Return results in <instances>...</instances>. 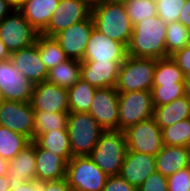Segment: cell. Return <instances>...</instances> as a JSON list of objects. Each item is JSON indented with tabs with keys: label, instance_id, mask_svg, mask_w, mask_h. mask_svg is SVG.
Segmentation results:
<instances>
[{
	"label": "cell",
	"instance_id": "obj_1",
	"mask_svg": "<svg viewBox=\"0 0 190 191\" xmlns=\"http://www.w3.org/2000/svg\"><path fill=\"white\" fill-rule=\"evenodd\" d=\"M166 26L167 24L157 15L135 24L127 55L154 59L167 57Z\"/></svg>",
	"mask_w": 190,
	"mask_h": 191
},
{
	"label": "cell",
	"instance_id": "obj_2",
	"mask_svg": "<svg viewBox=\"0 0 190 191\" xmlns=\"http://www.w3.org/2000/svg\"><path fill=\"white\" fill-rule=\"evenodd\" d=\"M91 16L98 31L128 47L133 25L124 3L92 5Z\"/></svg>",
	"mask_w": 190,
	"mask_h": 191
},
{
	"label": "cell",
	"instance_id": "obj_3",
	"mask_svg": "<svg viewBox=\"0 0 190 191\" xmlns=\"http://www.w3.org/2000/svg\"><path fill=\"white\" fill-rule=\"evenodd\" d=\"M127 150L124 131H104L89 157L107 176L119 175Z\"/></svg>",
	"mask_w": 190,
	"mask_h": 191
},
{
	"label": "cell",
	"instance_id": "obj_4",
	"mask_svg": "<svg viewBox=\"0 0 190 191\" xmlns=\"http://www.w3.org/2000/svg\"><path fill=\"white\" fill-rule=\"evenodd\" d=\"M67 130L72 157L89 156L104 130L89 113L69 112Z\"/></svg>",
	"mask_w": 190,
	"mask_h": 191
},
{
	"label": "cell",
	"instance_id": "obj_5",
	"mask_svg": "<svg viewBox=\"0 0 190 191\" xmlns=\"http://www.w3.org/2000/svg\"><path fill=\"white\" fill-rule=\"evenodd\" d=\"M157 59L127 55L121 63L115 88L118 93L151 91Z\"/></svg>",
	"mask_w": 190,
	"mask_h": 191
},
{
	"label": "cell",
	"instance_id": "obj_6",
	"mask_svg": "<svg viewBox=\"0 0 190 191\" xmlns=\"http://www.w3.org/2000/svg\"><path fill=\"white\" fill-rule=\"evenodd\" d=\"M107 177L89 156L72 157L67 163L65 178L71 188L102 191Z\"/></svg>",
	"mask_w": 190,
	"mask_h": 191
},
{
	"label": "cell",
	"instance_id": "obj_7",
	"mask_svg": "<svg viewBox=\"0 0 190 191\" xmlns=\"http://www.w3.org/2000/svg\"><path fill=\"white\" fill-rule=\"evenodd\" d=\"M118 130L153 117L154 105L151 91H131L119 93Z\"/></svg>",
	"mask_w": 190,
	"mask_h": 191
},
{
	"label": "cell",
	"instance_id": "obj_8",
	"mask_svg": "<svg viewBox=\"0 0 190 191\" xmlns=\"http://www.w3.org/2000/svg\"><path fill=\"white\" fill-rule=\"evenodd\" d=\"M38 34L17 9L0 23V40L9 53L31 46Z\"/></svg>",
	"mask_w": 190,
	"mask_h": 191
},
{
	"label": "cell",
	"instance_id": "obj_9",
	"mask_svg": "<svg viewBox=\"0 0 190 191\" xmlns=\"http://www.w3.org/2000/svg\"><path fill=\"white\" fill-rule=\"evenodd\" d=\"M124 132L127 149L131 151L156 156L164 145L162 129L153 117L129 126Z\"/></svg>",
	"mask_w": 190,
	"mask_h": 191
},
{
	"label": "cell",
	"instance_id": "obj_10",
	"mask_svg": "<svg viewBox=\"0 0 190 191\" xmlns=\"http://www.w3.org/2000/svg\"><path fill=\"white\" fill-rule=\"evenodd\" d=\"M91 9L90 0H60L48 26L41 33L54 37L71 25L88 19Z\"/></svg>",
	"mask_w": 190,
	"mask_h": 191
},
{
	"label": "cell",
	"instance_id": "obj_11",
	"mask_svg": "<svg viewBox=\"0 0 190 191\" xmlns=\"http://www.w3.org/2000/svg\"><path fill=\"white\" fill-rule=\"evenodd\" d=\"M0 125L34 140V109L30 102L0 99Z\"/></svg>",
	"mask_w": 190,
	"mask_h": 191
},
{
	"label": "cell",
	"instance_id": "obj_12",
	"mask_svg": "<svg viewBox=\"0 0 190 191\" xmlns=\"http://www.w3.org/2000/svg\"><path fill=\"white\" fill-rule=\"evenodd\" d=\"M34 86L17 71L10 59L0 61V99L30 102Z\"/></svg>",
	"mask_w": 190,
	"mask_h": 191
},
{
	"label": "cell",
	"instance_id": "obj_13",
	"mask_svg": "<svg viewBox=\"0 0 190 191\" xmlns=\"http://www.w3.org/2000/svg\"><path fill=\"white\" fill-rule=\"evenodd\" d=\"M119 93L115 87L96 88L89 114L104 131L118 130Z\"/></svg>",
	"mask_w": 190,
	"mask_h": 191
},
{
	"label": "cell",
	"instance_id": "obj_14",
	"mask_svg": "<svg viewBox=\"0 0 190 191\" xmlns=\"http://www.w3.org/2000/svg\"><path fill=\"white\" fill-rule=\"evenodd\" d=\"M92 16L62 30L54 36L69 59L83 61L87 42L94 28Z\"/></svg>",
	"mask_w": 190,
	"mask_h": 191
},
{
	"label": "cell",
	"instance_id": "obj_15",
	"mask_svg": "<svg viewBox=\"0 0 190 191\" xmlns=\"http://www.w3.org/2000/svg\"><path fill=\"white\" fill-rule=\"evenodd\" d=\"M127 57V47L105 36L95 27L87 42L83 61L123 62Z\"/></svg>",
	"mask_w": 190,
	"mask_h": 191
},
{
	"label": "cell",
	"instance_id": "obj_16",
	"mask_svg": "<svg viewBox=\"0 0 190 191\" xmlns=\"http://www.w3.org/2000/svg\"><path fill=\"white\" fill-rule=\"evenodd\" d=\"M9 59L17 71L34 85L47 81L49 70L42 62L36 43L10 53Z\"/></svg>",
	"mask_w": 190,
	"mask_h": 191
},
{
	"label": "cell",
	"instance_id": "obj_17",
	"mask_svg": "<svg viewBox=\"0 0 190 191\" xmlns=\"http://www.w3.org/2000/svg\"><path fill=\"white\" fill-rule=\"evenodd\" d=\"M30 103L34 111L70 112L67 89L47 81L34 86Z\"/></svg>",
	"mask_w": 190,
	"mask_h": 191
},
{
	"label": "cell",
	"instance_id": "obj_18",
	"mask_svg": "<svg viewBox=\"0 0 190 191\" xmlns=\"http://www.w3.org/2000/svg\"><path fill=\"white\" fill-rule=\"evenodd\" d=\"M154 171L155 156L127 150L119 175L138 188Z\"/></svg>",
	"mask_w": 190,
	"mask_h": 191
},
{
	"label": "cell",
	"instance_id": "obj_19",
	"mask_svg": "<svg viewBox=\"0 0 190 191\" xmlns=\"http://www.w3.org/2000/svg\"><path fill=\"white\" fill-rule=\"evenodd\" d=\"M121 63L81 61V79L96 88L115 87Z\"/></svg>",
	"mask_w": 190,
	"mask_h": 191
},
{
	"label": "cell",
	"instance_id": "obj_20",
	"mask_svg": "<svg viewBox=\"0 0 190 191\" xmlns=\"http://www.w3.org/2000/svg\"><path fill=\"white\" fill-rule=\"evenodd\" d=\"M35 157L37 181H56L65 178L68 162L63 157L40 148L36 143Z\"/></svg>",
	"mask_w": 190,
	"mask_h": 191
},
{
	"label": "cell",
	"instance_id": "obj_21",
	"mask_svg": "<svg viewBox=\"0 0 190 191\" xmlns=\"http://www.w3.org/2000/svg\"><path fill=\"white\" fill-rule=\"evenodd\" d=\"M35 161V142L31 141L30 145L8 161L6 175L11 184L36 181Z\"/></svg>",
	"mask_w": 190,
	"mask_h": 191
},
{
	"label": "cell",
	"instance_id": "obj_22",
	"mask_svg": "<svg viewBox=\"0 0 190 191\" xmlns=\"http://www.w3.org/2000/svg\"><path fill=\"white\" fill-rule=\"evenodd\" d=\"M60 0H24L16 9L27 19L30 25L41 33L58 7Z\"/></svg>",
	"mask_w": 190,
	"mask_h": 191
},
{
	"label": "cell",
	"instance_id": "obj_23",
	"mask_svg": "<svg viewBox=\"0 0 190 191\" xmlns=\"http://www.w3.org/2000/svg\"><path fill=\"white\" fill-rule=\"evenodd\" d=\"M156 171L170 176L180 169L188 167V154L185 146L163 145L155 156Z\"/></svg>",
	"mask_w": 190,
	"mask_h": 191
},
{
	"label": "cell",
	"instance_id": "obj_24",
	"mask_svg": "<svg viewBox=\"0 0 190 191\" xmlns=\"http://www.w3.org/2000/svg\"><path fill=\"white\" fill-rule=\"evenodd\" d=\"M153 118L161 129L190 118V97L184 95L170 103L154 106Z\"/></svg>",
	"mask_w": 190,
	"mask_h": 191
},
{
	"label": "cell",
	"instance_id": "obj_25",
	"mask_svg": "<svg viewBox=\"0 0 190 191\" xmlns=\"http://www.w3.org/2000/svg\"><path fill=\"white\" fill-rule=\"evenodd\" d=\"M40 148L63 157L67 162L72 158L69 133L67 129L51 130L38 135L33 140Z\"/></svg>",
	"mask_w": 190,
	"mask_h": 191
},
{
	"label": "cell",
	"instance_id": "obj_26",
	"mask_svg": "<svg viewBox=\"0 0 190 191\" xmlns=\"http://www.w3.org/2000/svg\"><path fill=\"white\" fill-rule=\"evenodd\" d=\"M80 79L81 61L68 59L49 70L47 82L68 89Z\"/></svg>",
	"mask_w": 190,
	"mask_h": 191
},
{
	"label": "cell",
	"instance_id": "obj_27",
	"mask_svg": "<svg viewBox=\"0 0 190 191\" xmlns=\"http://www.w3.org/2000/svg\"><path fill=\"white\" fill-rule=\"evenodd\" d=\"M42 62L48 70L68 60L58 41L52 36L39 33L36 42Z\"/></svg>",
	"mask_w": 190,
	"mask_h": 191
},
{
	"label": "cell",
	"instance_id": "obj_28",
	"mask_svg": "<svg viewBox=\"0 0 190 191\" xmlns=\"http://www.w3.org/2000/svg\"><path fill=\"white\" fill-rule=\"evenodd\" d=\"M96 87L80 79L68 92V105L70 112L89 113Z\"/></svg>",
	"mask_w": 190,
	"mask_h": 191
},
{
	"label": "cell",
	"instance_id": "obj_29",
	"mask_svg": "<svg viewBox=\"0 0 190 191\" xmlns=\"http://www.w3.org/2000/svg\"><path fill=\"white\" fill-rule=\"evenodd\" d=\"M31 144L24 135L0 125V158L7 162Z\"/></svg>",
	"mask_w": 190,
	"mask_h": 191
},
{
	"label": "cell",
	"instance_id": "obj_30",
	"mask_svg": "<svg viewBox=\"0 0 190 191\" xmlns=\"http://www.w3.org/2000/svg\"><path fill=\"white\" fill-rule=\"evenodd\" d=\"M69 112L34 111V139L51 130L67 129Z\"/></svg>",
	"mask_w": 190,
	"mask_h": 191
},
{
	"label": "cell",
	"instance_id": "obj_31",
	"mask_svg": "<svg viewBox=\"0 0 190 191\" xmlns=\"http://www.w3.org/2000/svg\"><path fill=\"white\" fill-rule=\"evenodd\" d=\"M185 83V76L177 63L169 57L157 59L153 86L161 84Z\"/></svg>",
	"mask_w": 190,
	"mask_h": 191
},
{
	"label": "cell",
	"instance_id": "obj_32",
	"mask_svg": "<svg viewBox=\"0 0 190 191\" xmlns=\"http://www.w3.org/2000/svg\"><path fill=\"white\" fill-rule=\"evenodd\" d=\"M166 30L167 57L190 44L189 28L180 22L168 23Z\"/></svg>",
	"mask_w": 190,
	"mask_h": 191
},
{
	"label": "cell",
	"instance_id": "obj_33",
	"mask_svg": "<svg viewBox=\"0 0 190 191\" xmlns=\"http://www.w3.org/2000/svg\"><path fill=\"white\" fill-rule=\"evenodd\" d=\"M164 145L187 146L190 142V118L162 129Z\"/></svg>",
	"mask_w": 190,
	"mask_h": 191
},
{
	"label": "cell",
	"instance_id": "obj_34",
	"mask_svg": "<svg viewBox=\"0 0 190 191\" xmlns=\"http://www.w3.org/2000/svg\"><path fill=\"white\" fill-rule=\"evenodd\" d=\"M124 5L133 26L157 15L155 0H125Z\"/></svg>",
	"mask_w": 190,
	"mask_h": 191
},
{
	"label": "cell",
	"instance_id": "obj_35",
	"mask_svg": "<svg viewBox=\"0 0 190 191\" xmlns=\"http://www.w3.org/2000/svg\"><path fill=\"white\" fill-rule=\"evenodd\" d=\"M151 95L154 106H161L186 95L185 83L161 84L153 86Z\"/></svg>",
	"mask_w": 190,
	"mask_h": 191
},
{
	"label": "cell",
	"instance_id": "obj_36",
	"mask_svg": "<svg viewBox=\"0 0 190 191\" xmlns=\"http://www.w3.org/2000/svg\"><path fill=\"white\" fill-rule=\"evenodd\" d=\"M157 16L166 24L177 22L186 0H155Z\"/></svg>",
	"mask_w": 190,
	"mask_h": 191
},
{
	"label": "cell",
	"instance_id": "obj_37",
	"mask_svg": "<svg viewBox=\"0 0 190 191\" xmlns=\"http://www.w3.org/2000/svg\"><path fill=\"white\" fill-rule=\"evenodd\" d=\"M168 191H190V168L178 170L167 177Z\"/></svg>",
	"mask_w": 190,
	"mask_h": 191
},
{
	"label": "cell",
	"instance_id": "obj_38",
	"mask_svg": "<svg viewBox=\"0 0 190 191\" xmlns=\"http://www.w3.org/2000/svg\"><path fill=\"white\" fill-rule=\"evenodd\" d=\"M137 189L139 191H168L167 177L154 171Z\"/></svg>",
	"mask_w": 190,
	"mask_h": 191
},
{
	"label": "cell",
	"instance_id": "obj_39",
	"mask_svg": "<svg viewBox=\"0 0 190 191\" xmlns=\"http://www.w3.org/2000/svg\"><path fill=\"white\" fill-rule=\"evenodd\" d=\"M137 188L131 185L120 175L108 176L102 191H136Z\"/></svg>",
	"mask_w": 190,
	"mask_h": 191
},
{
	"label": "cell",
	"instance_id": "obj_40",
	"mask_svg": "<svg viewBox=\"0 0 190 191\" xmlns=\"http://www.w3.org/2000/svg\"><path fill=\"white\" fill-rule=\"evenodd\" d=\"M171 58L177 63L185 77L190 75V44L176 51Z\"/></svg>",
	"mask_w": 190,
	"mask_h": 191
},
{
	"label": "cell",
	"instance_id": "obj_41",
	"mask_svg": "<svg viewBox=\"0 0 190 191\" xmlns=\"http://www.w3.org/2000/svg\"><path fill=\"white\" fill-rule=\"evenodd\" d=\"M69 187L66 178L42 182V191H68Z\"/></svg>",
	"mask_w": 190,
	"mask_h": 191
},
{
	"label": "cell",
	"instance_id": "obj_42",
	"mask_svg": "<svg viewBox=\"0 0 190 191\" xmlns=\"http://www.w3.org/2000/svg\"><path fill=\"white\" fill-rule=\"evenodd\" d=\"M14 191H42V182L29 181L14 185Z\"/></svg>",
	"mask_w": 190,
	"mask_h": 191
},
{
	"label": "cell",
	"instance_id": "obj_43",
	"mask_svg": "<svg viewBox=\"0 0 190 191\" xmlns=\"http://www.w3.org/2000/svg\"><path fill=\"white\" fill-rule=\"evenodd\" d=\"M178 22L190 28V0H186L183 9L179 15Z\"/></svg>",
	"mask_w": 190,
	"mask_h": 191
},
{
	"label": "cell",
	"instance_id": "obj_44",
	"mask_svg": "<svg viewBox=\"0 0 190 191\" xmlns=\"http://www.w3.org/2000/svg\"><path fill=\"white\" fill-rule=\"evenodd\" d=\"M16 7L10 0H0V23L9 14H11Z\"/></svg>",
	"mask_w": 190,
	"mask_h": 191
},
{
	"label": "cell",
	"instance_id": "obj_45",
	"mask_svg": "<svg viewBox=\"0 0 190 191\" xmlns=\"http://www.w3.org/2000/svg\"><path fill=\"white\" fill-rule=\"evenodd\" d=\"M12 188V184L8 179L7 175L0 177V191H10Z\"/></svg>",
	"mask_w": 190,
	"mask_h": 191
},
{
	"label": "cell",
	"instance_id": "obj_46",
	"mask_svg": "<svg viewBox=\"0 0 190 191\" xmlns=\"http://www.w3.org/2000/svg\"><path fill=\"white\" fill-rule=\"evenodd\" d=\"M10 57V53L8 52L6 46L0 40V61L7 60Z\"/></svg>",
	"mask_w": 190,
	"mask_h": 191
},
{
	"label": "cell",
	"instance_id": "obj_47",
	"mask_svg": "<svg viewBox=\"0 0 190 191\" xmlns=\"http://www.w3.org/2000/svg\"><path fill=\"white\" fill-rule=\"evenodd\" d=\"M125 0H92V5L124 3Z\"/></svg>",
	"mask_w": 190,
	"mask_h": 191
},
{
	"label": "cell",
	"instance_id": "obj_48",
	"mask_svg": "<svg viewBox=\"0 0 190 191\" xmlns=\"http://www.w3.org/2000/svg\"><path fill=\"white\" fill-rule=\"evenodd\" d=\"M7 164L8 162L6 160L0 158V177L7 174Z\"/></svg>",
	"mask_w": 190,
	"mask_h": 191
},
{
	"label": "cell",
	"instance_id": "obj_49",
	"mask_svg": "<svg viewBox=\"0 0 190 191\" xmlns=\"http://www.w3.org/2000/svg\"><path fill=\"white\" fill-rule=\"evenodd\" d=\"M186 95L190 97V75L185 77Z\"/></svg>",
	"mask_w": 190,
	"mask_h": 191
},
{
	"label": "cell",
	"instance_id": "obj_50",
	"mask_svg": "<svg viewBox=\"0 0 190 191\" xmlns=\"http://www.w3.org/2000/svg\"><path fill=\"white\" fill-rule=\"evenodd\" d=\"M10 1L17 8L24 0H10Z\"/></svg>",
	"mask_w": 190,
	"mask_h": 191
},
{
	"label": "cell",
	"instance_id": "obj_51",
	"mask_svg": "<svg viewBox=\"0 0 190 191\" xmlns=\"http://www.w3.org/2000/svg\"><path fill=\"white\" fill-rule=\"evenodd\" d=\"M186 148H187V154H188V167L190 168V142L186 146Z\"/></svg>",
	"mask_w": 190,
	"mask_h": 191
},
{
	"label": "cell",
	"instance_id": "obj_52",
	"mask_svg": "<svg viewBox=\"0 0 190 191\" xmlns=\"http://www.w3.org/2000/svg\"><path fill=\"white\" fill-rule=\"evenodd\" d=\"M68 191H81V190H78V189L69 187V190H68Z\"/></svg>",
	"mask_w": 190,
	"mask_h": 191
},
{
	"label": "cell",
	"instance_id": "obj_53",
	"mask_svg": "<svg viewBox=\"0 0 190 191\" xmlns=\"http://www.w3.org/2000/svg\"><path fill=\"white\" fill-rule=\"evenodd\" d=\"M10 191H14V185H12V188H11V190Z\"/></svg>",
	"mask_w": 190,
	"mask_h": 191
}]
</instances>
